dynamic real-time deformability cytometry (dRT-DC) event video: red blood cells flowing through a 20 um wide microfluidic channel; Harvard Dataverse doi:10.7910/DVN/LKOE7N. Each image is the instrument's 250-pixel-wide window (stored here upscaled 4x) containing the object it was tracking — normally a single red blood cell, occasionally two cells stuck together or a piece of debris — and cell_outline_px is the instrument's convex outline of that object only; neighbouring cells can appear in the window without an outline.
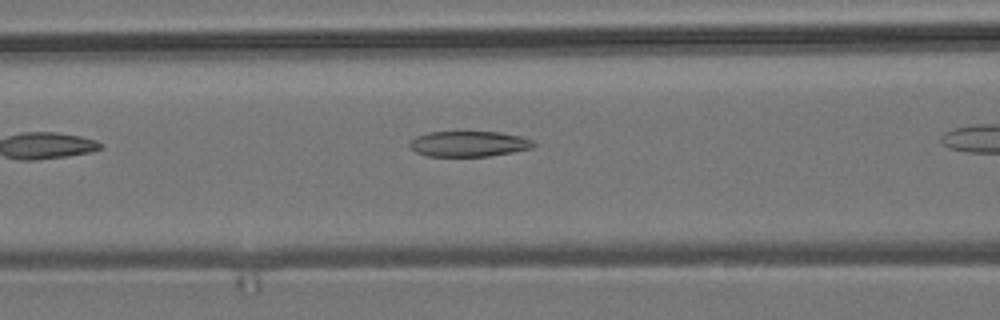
{"species": "common noctule bat (a hibernating species)", "species_latin": "Nyctalus noctula", "temperature_condition": "room temperature", "stored_images_in_passage": 6, "segment_of_instrument_passage": [1, 2], "camera_frame_rate_fps": 3000, "um_per_image_px": 0.085, "animal": {"sex": "male", "body_mass_g": 19.2, "forearm_length_mm": 51.8}, "frame": {"image": 1, "passage_image": 5, "time_ms": 5.0, "image_size_px": [1000, 320], "cell_outline_px": [[536, 144], [532, 148], [512, 152], [488, 156], [424, 156], [416, 152], [408, 144], [408, 140], [416, 136], [428, 132], [500, 132], [520, 136], [532, 140]], "centroid_in_image_um": [39.81, 12.22], "position_along_channel_um": 126.8, "area_um2": 18.5}}